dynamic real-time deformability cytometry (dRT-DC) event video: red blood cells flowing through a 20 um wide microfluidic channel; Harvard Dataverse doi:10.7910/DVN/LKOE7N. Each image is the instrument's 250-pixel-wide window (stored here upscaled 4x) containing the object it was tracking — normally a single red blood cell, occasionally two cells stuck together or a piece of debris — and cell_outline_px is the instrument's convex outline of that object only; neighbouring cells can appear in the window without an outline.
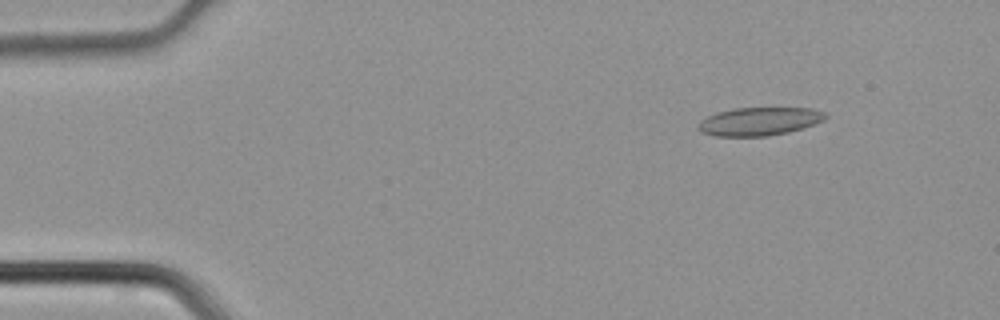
{"species": "common noctule bat (a hibernating species)", "species_latin": "Nyctalus noctula", "temperature_condition": "cold", "stored_images_in_passage": 45, "camera_frame_rate_fps": 3000, "um_per_image_px": 0.085, "animal": {"sex": "male", "body_mass_g": 21.5, "forearm_length_mm": 52.0}, "frame": {"image": 1, "passage_image": 6, "time_ms": 1.667, "image_size_px": [1000, 320], "cell_outline_px": [[828, 116], [824, 120], [788, 132], [768, 136], [716, 136], [704, 132], [696, 128], [696, 124], [700, 120], [716, 112], [732, 108], [812, 108], [824, 112]], "centroid_in_image_um": [64.5, 10.31], "position_along_channel_um": 20.5, "area_um2": 20.87}}
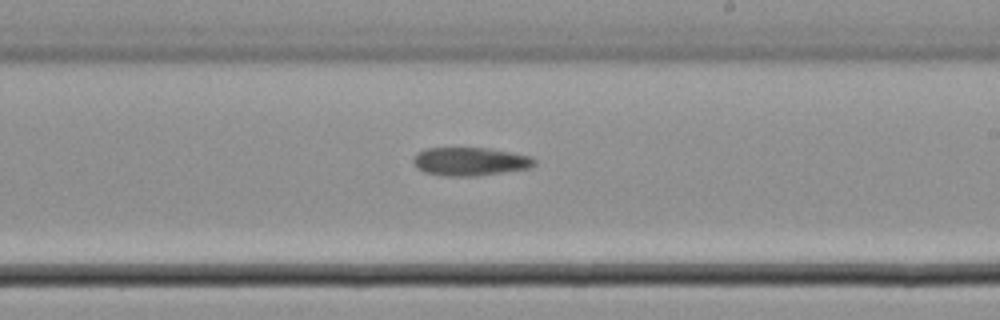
{"frame": {"image": 2, "passage_image": 27, "time_ms": 8.667, "image_size_px": [1000, 320], "cell_outline_px": [[536, 164], [528, 168], [476, 176], [444, 176], [424, 172], [416, 168], [412, 160], [416, 152], [428, 148], [488, 148], [532, 156], [536, 160]], "centroid_in_image_um": [39.93, 13.72], "position_along_channel_um": 249.1, "area_um2": 20.06}}
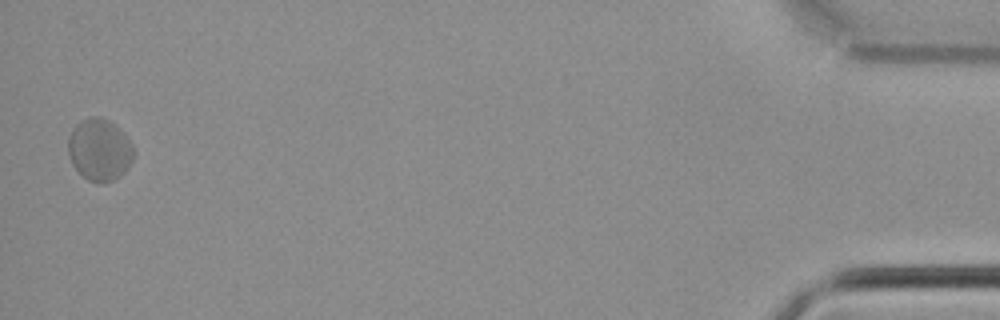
{"frame": {"image": 3, "passage_image": 45, "time_ms": 14.667, "image_size_px": [1000, 320], "cell_outline_px": [[136, 152], [132, 160], [124, 172], [120, 176], [112, 180], [88, 180], [72, 164], [68, 152], [68, 140], [72, 128], [80, 120], [92, 116], [100, 116], [116, 124], [124, 132], [132, 144]], "centroid_in_image_um": [8.48, 12.66], "position_along_channel_um": 426.7, "area_um2": 23.58}}